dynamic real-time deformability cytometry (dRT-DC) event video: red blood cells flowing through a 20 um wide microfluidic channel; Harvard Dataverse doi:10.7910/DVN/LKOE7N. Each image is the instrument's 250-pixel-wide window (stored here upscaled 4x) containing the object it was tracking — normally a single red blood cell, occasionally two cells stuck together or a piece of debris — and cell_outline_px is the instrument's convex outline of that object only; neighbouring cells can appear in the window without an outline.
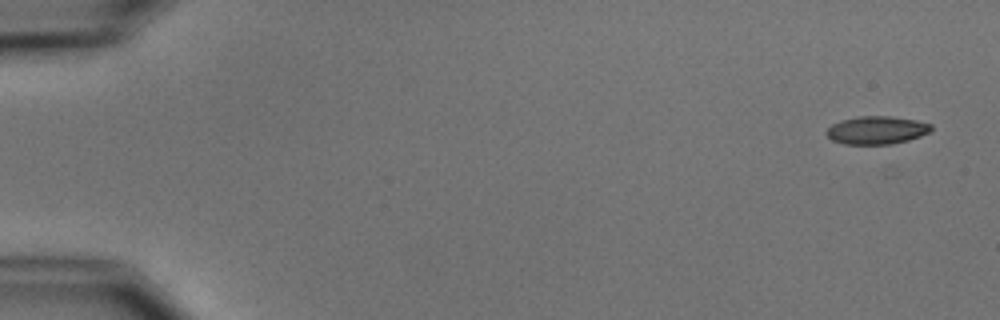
{"species": "common noctule bat (a hibernating species)", "species_latin": "Nyctalus noctula", "temperature_condition": "cold", "stored_images_in_passage": 5, "camera_frame_rate_fps": 3000, "um_per_image_px": 0.085, "animal": {"sex": "male", "body_mass_g": 15.6}, "frame": {"image": 1, "passage_image": 1, "time_ms": 0.0, "image_size_px": [1000, 320], "cell_outline_px": [[932, 128], [928, 132], [920, 136], [908, 140], [892, 144], [844, 144], [832, 140], [824, 132], [832, 124], [840, 120], [856, 116], [892, 116], [916, 120], [932, 124]], "centroid_in_image_um": [74.49, 11.05], "position_along_channel_um": 10.5, "area_um2": 17.17}}